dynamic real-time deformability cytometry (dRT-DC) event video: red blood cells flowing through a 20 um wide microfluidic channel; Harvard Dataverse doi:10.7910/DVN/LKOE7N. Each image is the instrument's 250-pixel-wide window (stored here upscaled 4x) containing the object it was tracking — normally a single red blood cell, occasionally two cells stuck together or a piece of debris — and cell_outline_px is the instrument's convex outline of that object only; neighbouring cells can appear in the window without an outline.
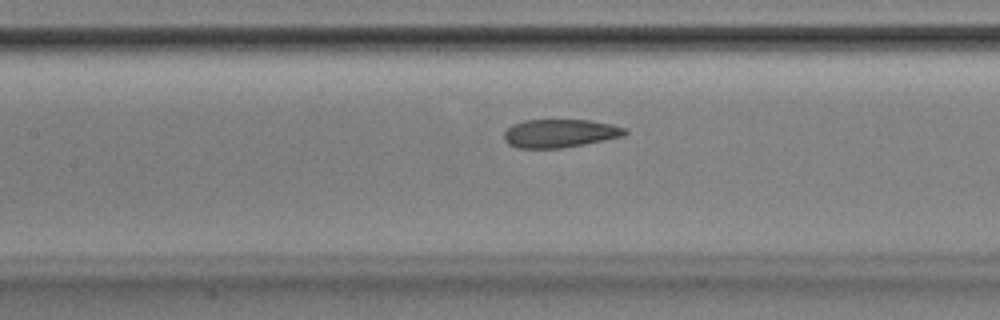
{"species": "Egyptian fruit bat (a non-hibernating species)", "species_latin": "Rousettus aegyptiacus", "temperature_condition": "room temperature", "stored_images_in_passage": 41, "camera_frame_rate_fps": 3000, "um_per_image_px": 0.085, "animal": {"sex": "male"}, "frame": {"image": 1, "passage_image": 13, "time_ms": 4.0, "image_size_px": [1000, 320], "cell_outline_px": [[628, 132], [624, 136], [584, 144], [560, 148], [516, 148], [508, 144], [504, 140], [504, 132], [512, 124], [524, 120], [592, 120], [612, 124], [628, 128]], "centroid_in_image_um": [47.6, 11.33], "position_along_channel_um": 159.8, "area_um2": 20.11}}
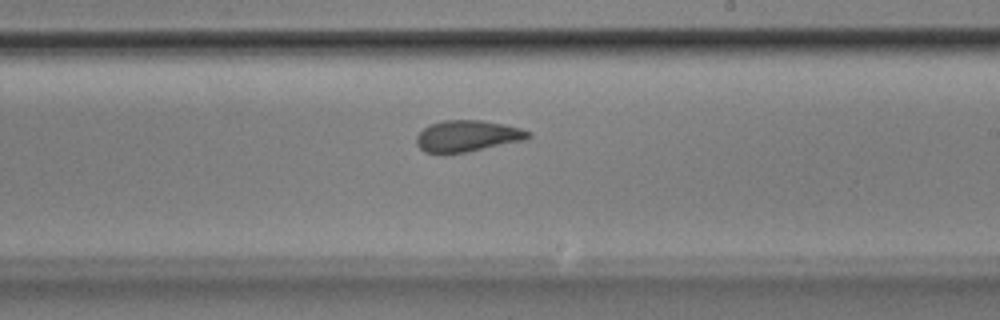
{"frame": {"image": 2, "passage_image": 20, "time_ms": 6.333, "image_size_px": [1000, 320], "cell_outline_px": [[532, 136], [528, 140], [464, 152], [424, 152], [416, 144], [416, 136], [428, 124], [444, 120], [480, 120], [504, 124], [520, 128], [532, 132]], "centroid_in_image_um": [39.77, 11.54], "position_along_channel_um": 249.2, "area_um2": 20.4}}
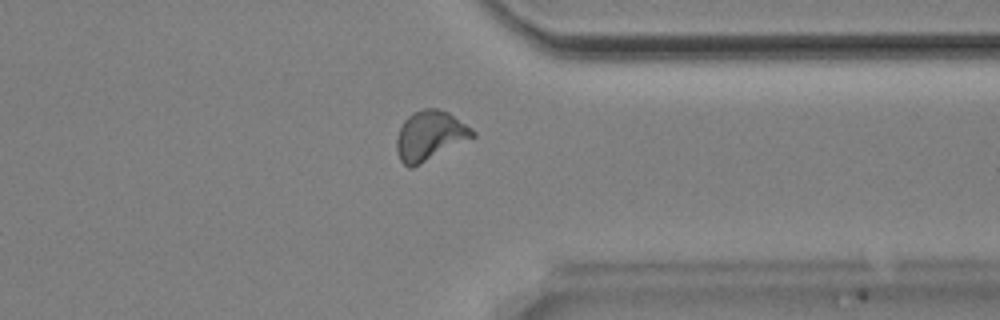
{"frame": {"image": 3, "passage_image": 30, "time_ms": 9.667, "image_size_px": [1000, 320], "cell_outline_px": [[476, 136], [412, 168], [408, 168], [400, 160], [396, 152], [396, 136], [404, 120], [408, 116], [424, 108], [436, 108], [448, 112], [472, 128], [476, 132]], "centroid_in_image_um": [36.53, 11.54], "position_along_channel_um": 374.9, "area_um2": 21.91}, "authors_computed_cell_mechanics": {"area_um2": 20.5768, "velocity_mm_per_s": 3.8553, "shape_relaxation_time_tau1_ms": null, "shape_relaxation_time_tau2_ms": 1.2688, "deformation_change_tau1": null, "deformation_change_tau2": 0.0651}}